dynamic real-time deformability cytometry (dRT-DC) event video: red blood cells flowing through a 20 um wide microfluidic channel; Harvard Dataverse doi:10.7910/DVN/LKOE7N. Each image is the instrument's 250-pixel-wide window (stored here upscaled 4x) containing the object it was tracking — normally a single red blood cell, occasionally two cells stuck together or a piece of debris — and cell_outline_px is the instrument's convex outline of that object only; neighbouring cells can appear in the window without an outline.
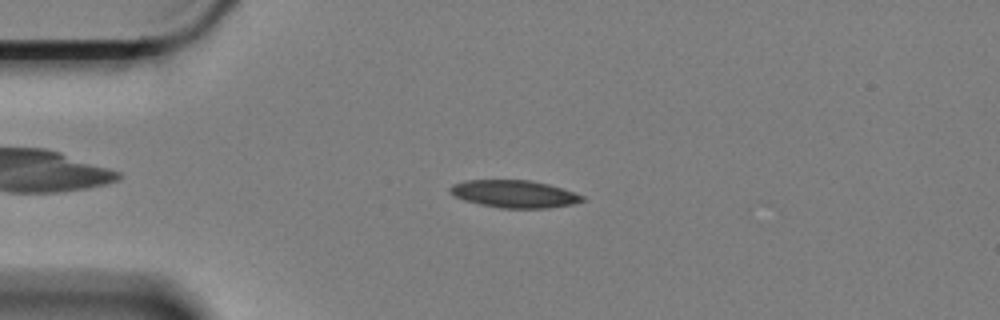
{"species": "Egyptian fruit bat (a non-hibernating species)", "species_latin": "Rousettus aegyptiacus", "temperature_condition": "cold", "stored_images_in_passage": 58, "camera_frame_rate_fps": 3000, "um_per_image_px": 0.085, "animal": {"sex": "female"}, "frame": {"image": 1, "passage_image": 13, "time_ms": 4.0, "image_size_px": [1000, 320], "cell_outline_px": [[588, 200], [572, 204], [544, 208], [500, 208], [480, 204], [464, 200], [456, 196], [448, 188], [452, 184], [464, 180], [532, 180], [548, 184], [584, 196]], "centroid_in_image_um": [43.72, 16.48], "position_along_channel_um": 41.3, "area_um2": 21.04}}
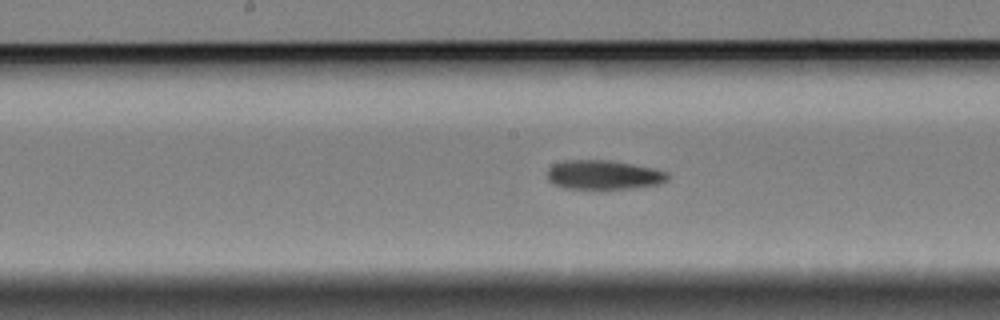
{"frame": {"image": 2, "passage_image": 29, "time_ms": 9.333, "image_size_px": [1000, 320], "cell_outline_px": [[668, 180], [660, 184], [632, 188], [564, 188], [552, 184], [548, 180], [548, 168], [552, 164], [564, 160], [612, 160], [652, 168], [668, 172]], "centroid_in_image_um": [51.29, 14.85], "position_along_channel_um": 196.9, "area_um2": 20.52}}
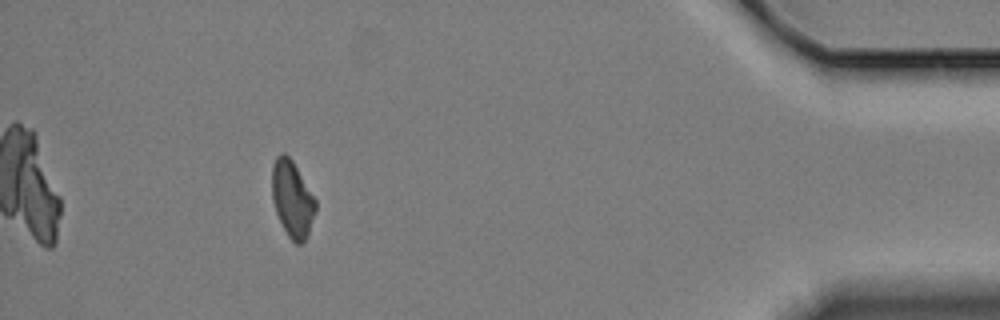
{"frame": {"image": 3, "passage_image": 53, "time_ms": 17.333, "image_size_px": [1000, 320], "cell_outline_px": [[316, 208], [308, 232], [304, 240], [300, 244], [296, 244], [288, 236], [276, 212], [272, 200], [272, 164], [276, 156], [280, 152], [284, 152], [292, 160], [316, 200]], "centroid_in_image_um": [24.82, 16.87], "position_along_channel_um": 410.4, "area_um2": 19.13}, "authors_computed_cell_mechanics": {"area_um2": 20.5768, "velocity_mm_per_s": 3.3494, "shape_relaxation_time_tau1_ms": null, "shape_relaxation_time_tau2_ms": 9.8972, "deformation_change_tau1": null, "deformation_change_tau2": 0.1865}}